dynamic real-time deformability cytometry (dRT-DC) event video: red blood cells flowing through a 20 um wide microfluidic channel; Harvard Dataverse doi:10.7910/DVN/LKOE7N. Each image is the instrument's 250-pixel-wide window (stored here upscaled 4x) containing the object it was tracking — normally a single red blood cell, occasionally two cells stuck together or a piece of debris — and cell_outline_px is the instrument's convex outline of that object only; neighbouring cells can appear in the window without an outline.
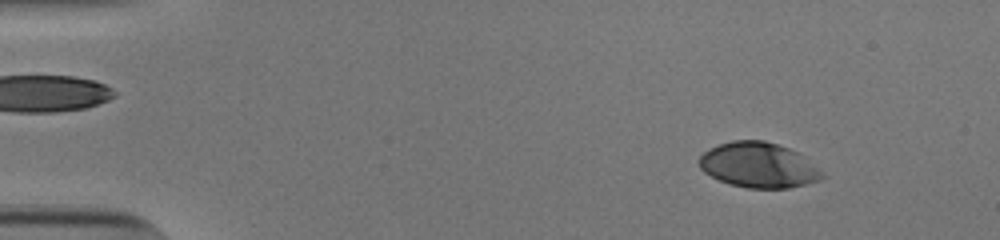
{"species": "human", "species_latin": "Homo sapiens", "temperature_condition": "cold", "stored_images_in_passage": 53, "camera_frame_rate_fps": 3000, "um_per_image_px": 0.085, "donor": {"sex": "male"}, "frame": {"image": 1, "passage_image": 6, "time_ms": 1.667, "image_size_px": [1000, 240], "cell_outline_px": [[824, 176], [820, 180], [788, 188], [748, 188], [732, 184], [720, 180], [704, 172], [700, 168], [700, 156], [708, 148], [732, 140], [764, 140], [800, 152]], "centroid_in_image_um": [64.45, 14.02], "position_along_channel_um": 20.5, "area_um2": 32.02}}
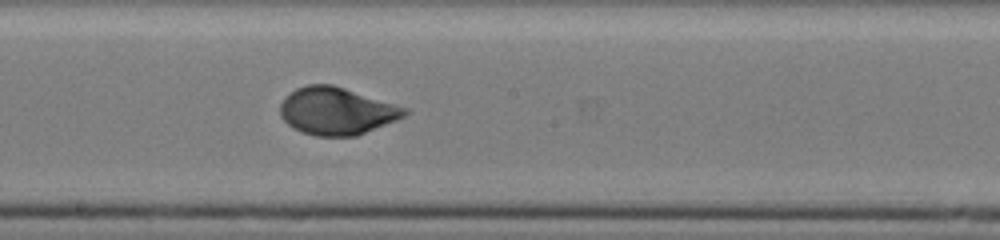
{"frame": {"image": 2, "passage_image": 30, "time_ms": 9.667, "image_size_px": [1000, 240], "cell_outline_px": [[412, 112], [396, 120], [356, 136], [316, 136], [300, 132], [288, 124], [280, 116], [280, 104], [296, 88], [308, 84], [332, 84], [408, 108]], "centroid_in_image_um": [28.63, 9.44], "position_along_channel_um": 219.6, "area_um2": 34.22}}
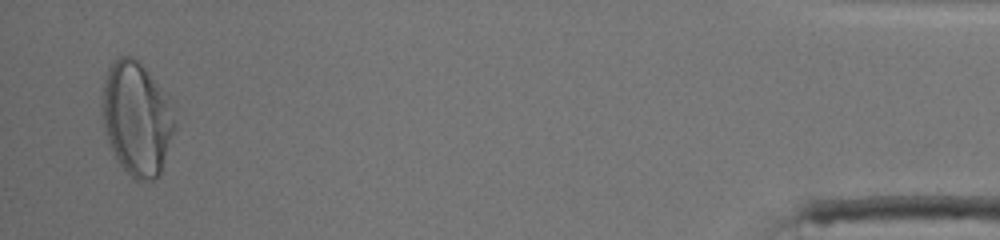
{"frame": {"image": 3, "passage_image": 52, "time_ms": 17.0, "image_size_px": [1000, 240], "cell_outline_px": [[176, 124], [160, 176], [152, 180], [136, 180], [120, 164], [108, 140], [104, 128], [104, 80], [108, 68], [112, 60], [120, 56], [132, 56], [144, 68], [160, 92], [176, 120]], "centroid_in_image_um": [11.61, 10.12], "position_along_channel_um": 423.6, "area_um2": 46.3}, "authors_computed_cell_mechanics": {"area_um2": 33.6974, "velocity_mm_per_s": 3.818, "shape_relaxation_time_tau1_ms": 4.4778, "shape_relaxation_time_tau2_ms": null, "deformation_change_tau1": 0.1882, "deformation_change_tau2": null}}